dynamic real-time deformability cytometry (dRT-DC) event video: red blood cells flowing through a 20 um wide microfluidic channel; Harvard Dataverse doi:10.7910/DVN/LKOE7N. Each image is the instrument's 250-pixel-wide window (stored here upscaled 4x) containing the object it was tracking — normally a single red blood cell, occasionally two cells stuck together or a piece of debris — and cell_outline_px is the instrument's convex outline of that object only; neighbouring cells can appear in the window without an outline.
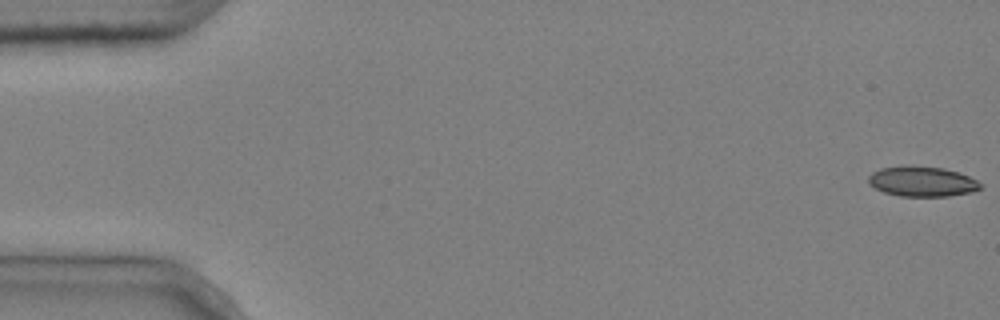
{"species": "common noctule bat (a hibernating species)", "species_latin": "Nyctalus noctula", "temperature_condition": "cold", "stored_images_in_passage": 6, "camera_frame_rate_fps": 3000, "um_per_image_px": 0.085, "animal": {"sex": "male", "body_mass_g": 20.4}, "frame": {"image": 1, "passage_image": 1, "time_ms": 0.0, "image_size_px": [1000, 320], "cell_outline_px": [[984, 188], [968, 192], [948, 196], [900, 196], [884, 192], [868, 184], [868, 176], [872, 172], [880, 168], [944, 168], [968, 176], [976, 180]], "centroid_in_image_um": [78.37, 15.46], "position_along_channel_um": 6.6, "area_um2": 18.84}}
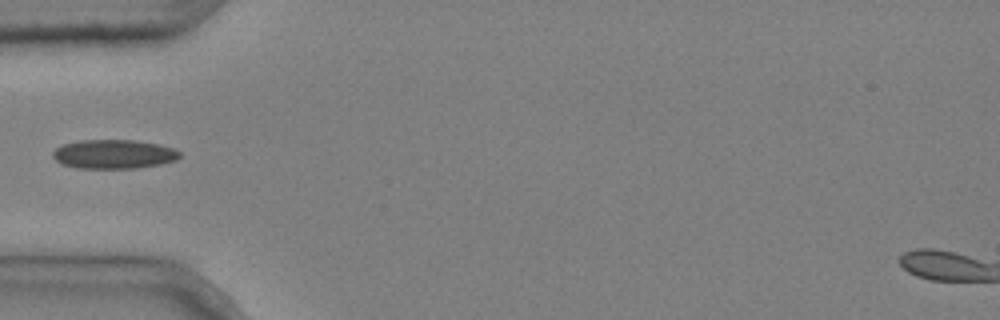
{"frame": {"image": 2, "passage_image": 5, "time_ms": 1.333, "image_size_px": [1000, 320], "cell_outline_px": [[180, 156], [176, 160], [160, 164], [136, 168], [76, 168], [60, 164], [52, 156], [52, 152], [56, 148], [64, 144], [80, 140], [132, 140], [160, 144], [176, 148], [180, 152]], "centroid_in_image_um": [9.67, 13.1], "position_along_channel_um": 75.3, "area_um2": 21.62}}